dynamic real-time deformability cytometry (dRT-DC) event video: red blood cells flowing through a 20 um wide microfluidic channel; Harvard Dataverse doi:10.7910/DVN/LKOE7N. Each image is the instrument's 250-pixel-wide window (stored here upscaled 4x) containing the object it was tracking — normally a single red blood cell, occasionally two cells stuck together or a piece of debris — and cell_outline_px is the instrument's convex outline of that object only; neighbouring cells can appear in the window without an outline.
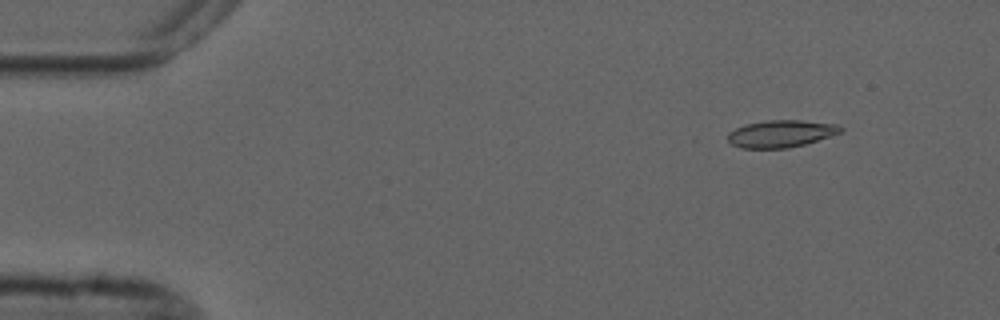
{"species": "common noctule bat (a hibernating species)", "species_latin": "Nyctalus noctula", "temperature_condition": "cold", "stored_images_in_passage": 9, "camera_frame_rate_fps": 3000, "um_per_image_px": 0.085, "animal": {"sex": "male", "forearm_length_mm": 52.5}, "frame": {"image": 1, "passage_image": 2, "time_ms": 1.0, "image_size_px": [1000, 320], "cell_outline_px": [[844, 128], [840, 132], [804, 144], [788, 148], [740, 148], [732, 144], [728, 140], [728, 132], [736, 128], [748, 124], [768, 120], [800, 120], [840, 124]], "centroid_in_image_um": [66.38, 11.36], "position_along_channel_um": 18.6, "area_um2": 17.69}}
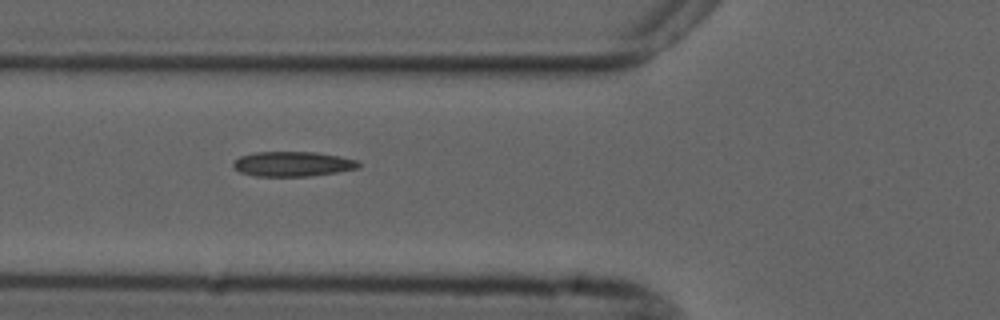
{"frame": {"image": 2, "passage_image": 6, "time_ms": 5.667, "image_size_px": [1000, 320], "cell_outline_px": [[360, 168], [336, 172], [308, 176], [256, 176], [240, 172], [232, 164], [240, 156], [256, 152], [316, 152], [340, 156], [356, 160], [360, 164]], "centroid_in_image_um": [24.9, 13.93], "position_along_channel_um": 100.9, "area_um2": 18.03}}
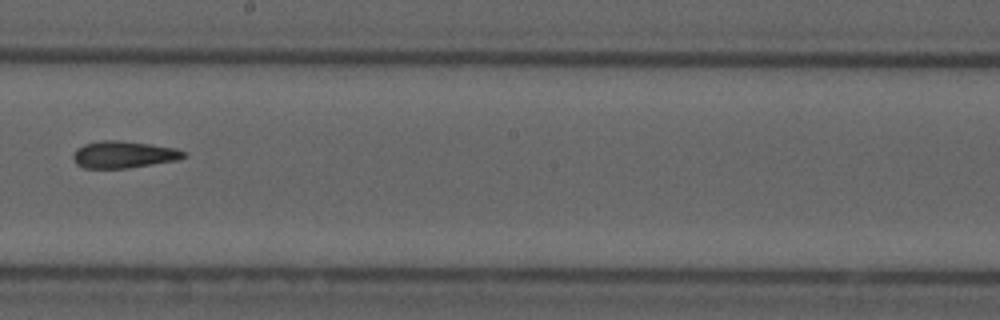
{"frame": {"image": 3, "passage_image": 9, "time_ms": 9.333, "image_size_px": [1000, 320], "cell_outline_px": [[188, 156], [176, 160], [128, 168], [84, 168], [76, 164], [72, 156], [76, 148], [84, 144], [100, 140], [116, 140], [148, 144], [176, 148], [188, 152]], "centroid_in_image_um": [10.51, 13.13], "position_along_channel_um": 237.7, "area_um2": 17.4}}